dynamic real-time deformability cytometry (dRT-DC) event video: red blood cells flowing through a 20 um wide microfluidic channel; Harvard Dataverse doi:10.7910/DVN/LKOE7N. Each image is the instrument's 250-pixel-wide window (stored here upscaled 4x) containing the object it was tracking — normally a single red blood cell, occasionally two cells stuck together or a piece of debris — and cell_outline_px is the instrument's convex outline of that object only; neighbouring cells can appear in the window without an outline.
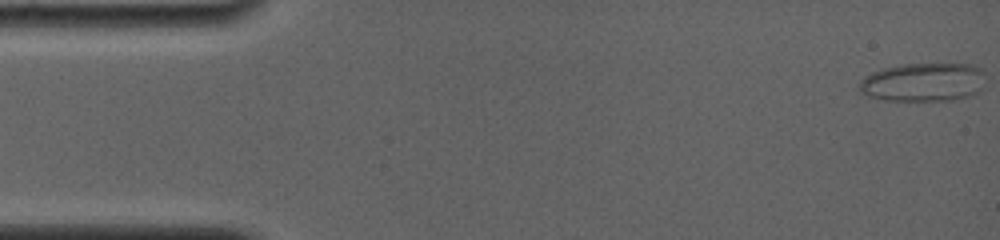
{"species": "common noctule bat (a hibernating species)", "species_latin": "Nyctalus noctula", "temperature_condition": "room temperature", "stored_images_in_passage": 54, "camera_frame_rate_fps": 4000, "um_per_image_px": 0.085, "animal": {"sex": "female", "body_mass_g": 19.0, "forearm_length_mm": 56.7}, "frame": {"image": 1, "passage_image": 1, "time_ms": 0.0, "image_size_px": [1000, 240], "cell_outline_px": [[980, 92], [968, 96], [952, 100], [888, 100], [868, 96], [860, 92], [860, 80], [864, 76], [872, 72], [884, 68], [900, 64], [968, 64], [980, 68]], "centroid_in_image_um": [78.41, 6.98], "position_along_channel_um": 6.6, "area_um2": 27.92}}
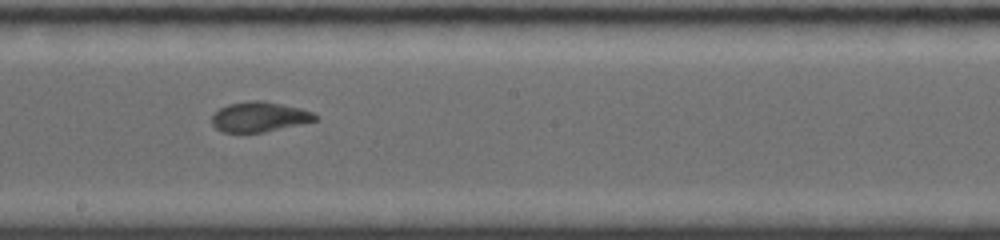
{"frame": {"image": 2, "passage_image": 31, "time_ms": 9.0, "image_size_px": [1000, 240], "cell_outline_px": [[320, 116], [316, 120], [300, 124], [264, 132], [220, 132], [212, 124], [212, 116], [220, 108], [228, 104], [252, 100], [260, 100], [300, 108], [312, 112]], "centroid_in_image_um": [22.04, 9.93], "position_along_channel_um": 226.2, "area_um2": 17.92}}
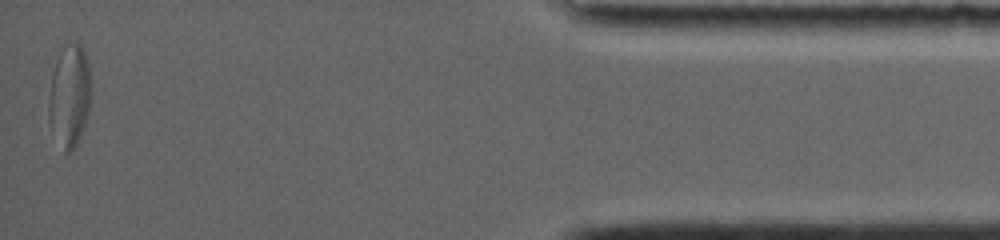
{"frame": {"image": 3, "passage_image": 54, "time_ms": 16.0, "image_size_px": [1000, 240], "cell_outline_px": [[88, 108], [84, 124], [80, 136], [76, 144], [68, 152], [64, 152], [48, 120], [48, 100], [52, 72], [56, 60], [64, 44], [76, 40], [80, 44], [84, 52], [88, 64]], "centroid_in_image_um": [5.86, 8.08], "position_along_channel_um": 429.3, "area_um2": 24.51}, "authors_computed_cell_mechanics": {"area_um2": 19.7387, "velocity_mm_per_s": 3.8324, "shape_relaxation_time_tau1_ms": null, "shape_relaxation_time_tau2_ms": 1.2401, "deformation_change_tau1": null, "deformation_change_tau2": 0.0652}}